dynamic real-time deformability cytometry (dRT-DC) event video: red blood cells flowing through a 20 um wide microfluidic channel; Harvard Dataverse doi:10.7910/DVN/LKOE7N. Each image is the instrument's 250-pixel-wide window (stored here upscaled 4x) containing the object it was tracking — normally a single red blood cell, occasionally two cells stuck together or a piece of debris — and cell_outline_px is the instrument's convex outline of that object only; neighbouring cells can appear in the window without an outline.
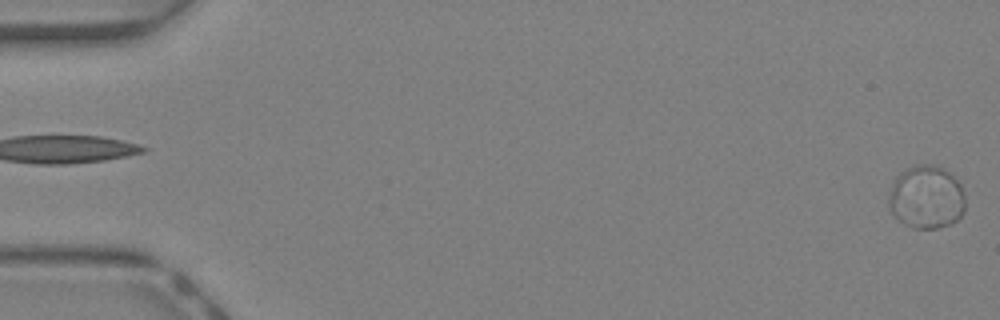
{"species": "Egyptian fruit bat (a non-hibernating species)", "species_latin": "Rousettus aegyptiacus", "temperature_condition": "warm", "stored_images_in_passage": 46, "camera_frame_rate_fps": 3000, "um_per_image_px": 0.085, "animal": {"sex": "female"}, "frame": {"image": 1, "passage_image": 1, "time_ms": 0.0, "image_size_px": [1000, 320], "cell_outline_px": [[964, 212], [956, 220], [948, 224], [936, 228], [912, 228], [904, 224], [892, 212], [888, 204], [888, 200], [892, 180], [900, 172], [916, 164], [932, 164], [944, 168], [960, 184], [964, 192]], "centroid_in_image_um": [78.72, 16.74], "position_along_channel_um": 6.3, "area_um2": 28.21}}
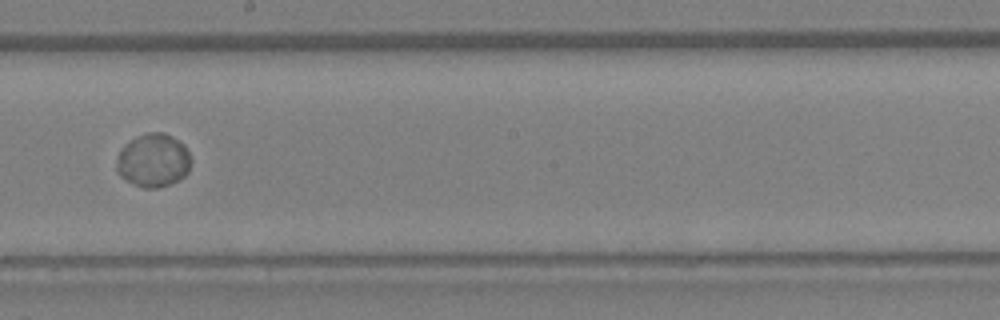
{"frame": {"image": 2, "passage_image": 27, "time_ms": 8.667, "image_size_px": [1000, 320], "cell_outline_px": [[192, 160], [188, 172], [180, 180], [156, 188], [144, 188], [120, 176], [116, 172], [116, 160], [120, 148], [136, 136], [144, 132], [164, 132], [172, 136], [184, 144]], "centroid_in_image_um": [13.03, 13.61], "position_along_channel_um": 235.2, "area_um2": 23.41}}
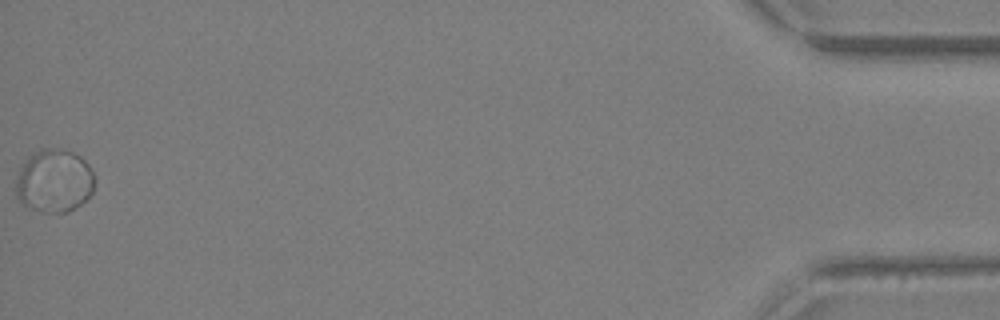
{"frame": {"image": 3, "passage_image": 46, "time_ms": 15.0, "image_size_px": [1000, 320], "cell_outline_px": [[96, 180], [92, 192], [80, 204], [68, 212], [44, 212], [32, 208], [24, 204], [16, 196], [16, 184], [20, 168], [28, 156], [32, 152], [40, 148], [64, 148], [80, 156], [88, 164], [96, 176]], "centroid_in_image_um": [4.63, 15.34], "position_along_channel_um": 430.6, "area_um2": 29.13}, "authors_computed_cell_mechanics": {"area_um2": 24.1604, "velocity_mm_per_s": 4.5855, "shape_relaxation_time_tau1_ms": 1.1203, "shape_relaxation_time_tau2_ms": null, "deformation_change_tau1": 0.0169, "deformation_change_tau2": null}}